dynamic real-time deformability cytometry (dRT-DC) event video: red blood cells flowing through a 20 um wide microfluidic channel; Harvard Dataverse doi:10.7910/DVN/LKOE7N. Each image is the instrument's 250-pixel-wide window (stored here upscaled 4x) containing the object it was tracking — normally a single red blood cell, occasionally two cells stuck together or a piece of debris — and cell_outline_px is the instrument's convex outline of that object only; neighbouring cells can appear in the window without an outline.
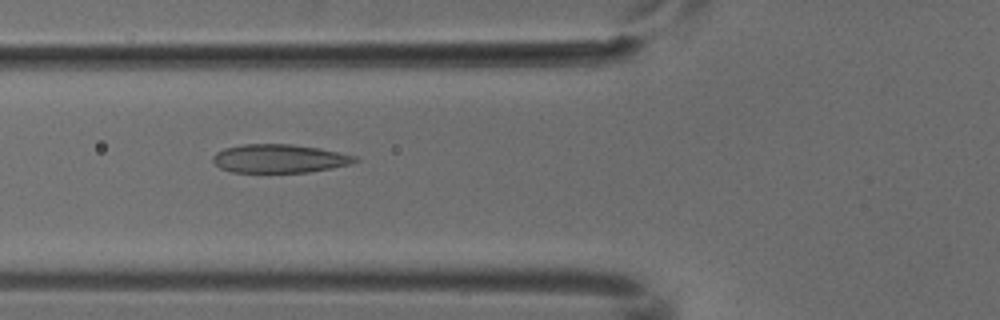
{"species": "common noctule bat (a hibernating species)", "species_latin": "Nyctalus noctula", "temperature_condition": "cold", "stored_images_in_passage": 4, "camera_frame_rate_fps": 3000, "um_per_image_px": 0.085, "animal": {"sex": "male", "body_mass_g": 18.8}, "frame": {"image": 1, "passage_image": 3, "time_ms": 0.667, "image_size_px": [1000, 320], "cell_outline_px": [[360, 160], [348, 164], [332, 168], [308, 172], [232, 172], [220, 168], [212, 160], [212, 156], [216, 152], [224, 148], [244, 144], [292, 144], [316, 148], [356, 156]], "centroid_in_image_um": [23.7, 13.48], "position_along_channel_um": 102.1, "area_um2": 23.41}}
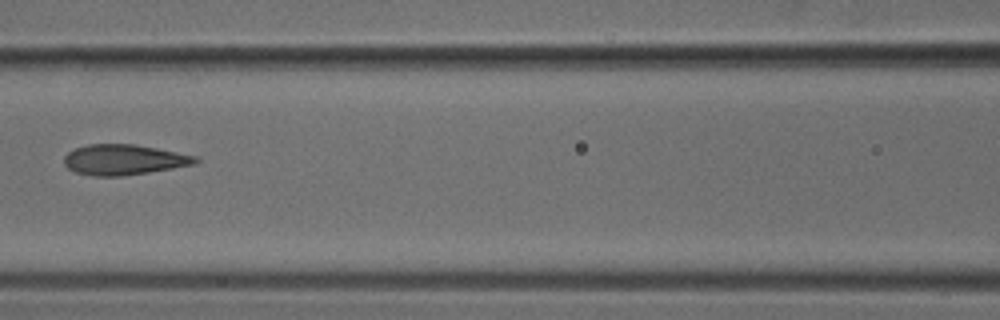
{"frame": {"image": 2, "passage_image": 4, "time_ms": 1.0, "image_size_px": [1000, 320], "cell_outline_px": [[200, 160], [192, 164], [172, 168], [124, 176], [92, 176], [76, 172], [68, 168], [64, 164], [64, 156], [68, 152], [76, 148], [88, 144], [132, 144], [156, 148], [196, 156]], "centroid_in_image_um": [10.49, 13.58], "position_along_channel_um": 156.1, "area_um2": 23.06}}